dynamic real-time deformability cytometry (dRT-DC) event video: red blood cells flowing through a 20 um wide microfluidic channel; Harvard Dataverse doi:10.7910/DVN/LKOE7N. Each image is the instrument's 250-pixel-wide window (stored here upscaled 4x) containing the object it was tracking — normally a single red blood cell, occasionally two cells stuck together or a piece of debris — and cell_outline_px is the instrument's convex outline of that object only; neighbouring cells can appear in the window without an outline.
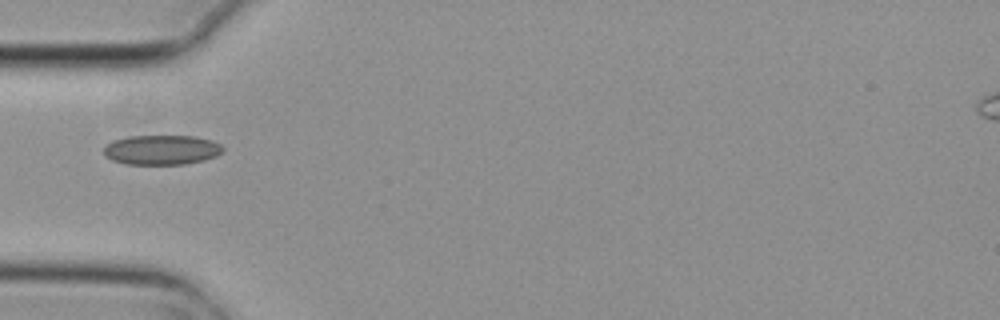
{"species": "common noctule bat (a hibernating species)", "species_latin": "Nyctalus noctula", "temperature_condition": "cold", "stored_images_in_passage": 1, "camera_frame_rate_fps": 3000, "um_per_image_px": 0.085, "animal": {"sex": "female", "body_mass_g": 29.2, "forearm_length_mm": 56.3}, "frame": {"image": 1, "passage_image": 1, "time_ms": 0.0, "image_size_px": [1000, 320], "cell_outline_px": [[224, 152], [216, 156], [204, 160], [184, 164], [124, 164], [112, 160], [104, 156], [104, 148], [112, 140], [128, 136], [192, 136], [212, 140], [220, 144], [224, 148]], "centroid_in_image_um": [13.74, 12.74], "position_along_channel_um": 71.3, "area_um2": 20.75}}